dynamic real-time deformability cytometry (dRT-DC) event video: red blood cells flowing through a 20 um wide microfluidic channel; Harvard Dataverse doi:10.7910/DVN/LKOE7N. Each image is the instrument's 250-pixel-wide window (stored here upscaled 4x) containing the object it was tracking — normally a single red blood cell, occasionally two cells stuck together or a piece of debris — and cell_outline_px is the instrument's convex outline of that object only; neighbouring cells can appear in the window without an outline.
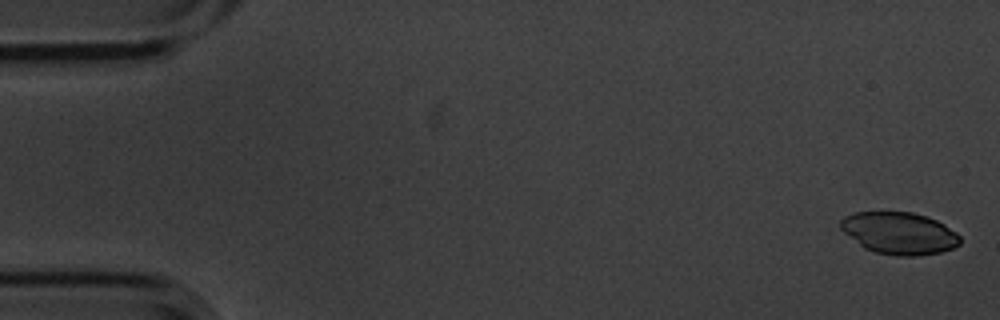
{"species": "common noctule bat (a hibernating species)", "species_latin": "Nyctalus noctula", "temperature_condition": "cold", "stored_images_in_passage": 4, "camera_frame_rate_fps": 3000, "um_per_image_px": 0.085, "animal": {"sex": "male", "body_mass_g": 20.1, "forearm_length_mm": 53.5}, "frame": {"image": 1, "passage_image": 1, "time_ms": 0.0, "image_size_px": [1000, 320], "cell_outline_px": [[960, 244], [952, 248], [940, 252], [920, 256], [896, 256], [876, 252], [864, 248], [844, 232], [840, 228], [840, 220], [844, 216], [856, 212], [912, 212], [928, 216], [944, 224], [956, 232], [960, 236]], "centroid_in_image_um": [76.44, 19.82], "position_along_channel_um": 8.6, "area_um2": 29.36}}